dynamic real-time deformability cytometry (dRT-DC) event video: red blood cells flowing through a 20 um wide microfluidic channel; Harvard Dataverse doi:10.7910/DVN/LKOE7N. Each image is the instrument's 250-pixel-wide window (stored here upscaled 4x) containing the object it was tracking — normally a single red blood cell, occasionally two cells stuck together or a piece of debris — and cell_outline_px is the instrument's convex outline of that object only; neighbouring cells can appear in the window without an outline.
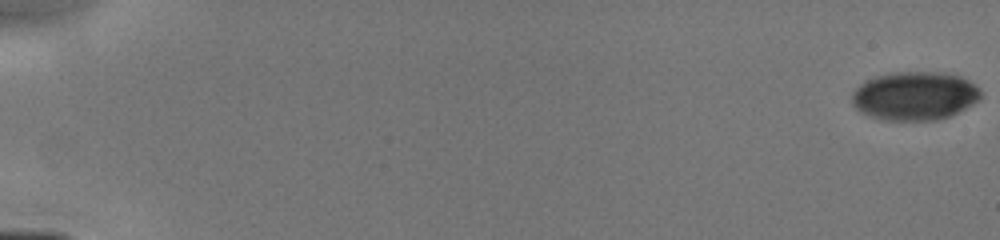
{"species": "human", "species_latin": "Homo sapiens", "temperature_condition": "cold", "stored_images_in_passage": 21, "camera_frame_rate_fps": 3000, "um_per_image_px": 0.085, "donor": {"sex": "male"}, "frame": {"image": 1, "passage_image": 1, "time_ms": 0.0, "image_size_px": [1000, 240], "cell_outline_px": [[980, 100], [948, 116], [936, 120], [888, 120], [872, 116], [860, 112], [852, 104], [852, 92], [864, 80], [876, 76], [896, 72], [940, 72], [960, 76], [976, 84], [980, 88]], "centroid_in_image_um": [77.74, 8.13], "position_along_channel_um": 7.3, "area_um2": 36.36}}
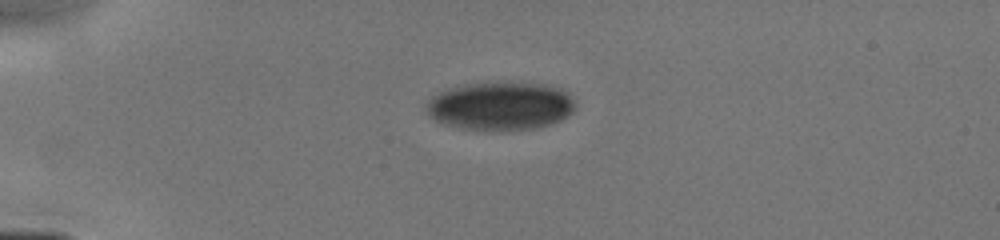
{"frame": {"image": 2, "passage_image": 14, "time_ms": 4.333, "image_size_px": [1000, 240], "cell_outline_px": [[576, 108], [568, 116], [552, 124], [536, 128], [464, 128], [444, 124], [436, 120], [424, 108], [428, 100], [432, 96], [440, 92], [452, 88], [468, 84], [540, 84], [560, 88], [568, 92]], "centroid_in_image_um": [42.56, 9.01], "position_along_channel_um": 42.4, "area_um2": 40.52}}
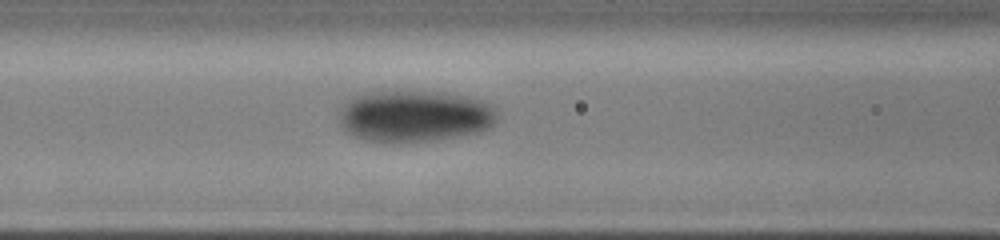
{"frame": {"image": 3, "passage_image": 21, "time_ms": 7.333, "image_size_px": [1000, 240], "cell_outline_px": [[496, 120], [488, 128], [476, 132], [436, 140], [392, 144], [364, 140], [348, 132], [340, 124], [340, 112], [344, 100], [352, 96], [384, 88], [400, 88], [444, 92], [464, 96], [480, 100], [496, 108]], "centroid_in_image_um": [35.15, 9.82], "position_along_channel_um": 131.4, "area_um2": 49.01}}